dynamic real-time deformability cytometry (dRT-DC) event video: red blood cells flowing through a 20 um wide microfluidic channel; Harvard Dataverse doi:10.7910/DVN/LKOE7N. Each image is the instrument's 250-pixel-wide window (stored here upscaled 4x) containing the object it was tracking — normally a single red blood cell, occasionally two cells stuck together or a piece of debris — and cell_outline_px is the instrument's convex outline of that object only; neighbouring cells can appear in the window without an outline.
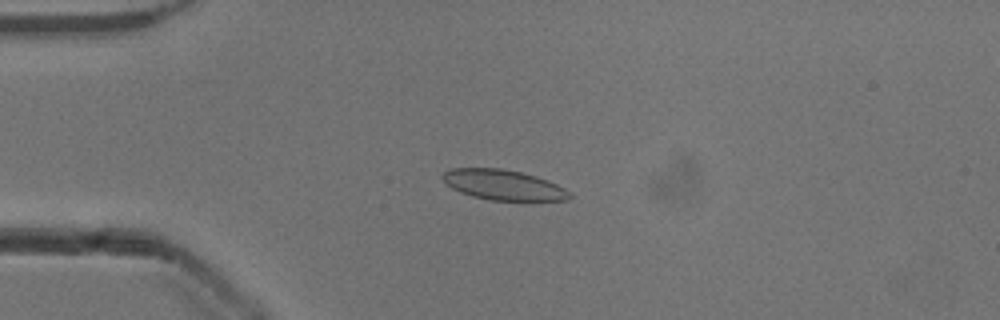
{"species": "common noctule bat (a hibernating species)", "species_latin": "Nyctalus noctula", "temperature_condition": "cold", "stored_images_in_passage": 41, "camera_frame_rate_fps": 3000, "um_per_image_px": 0.085, "animal": {"sex": "male", "body_mass_g": 13.3}, "frame": {"image": 1, "passage_image": 1, "time_ms": 0.0, "image_size_px": [1000, 320], "cell_outline_px": [[572, 196], [568, 200], [488, 200], [472, 196], [460, 192], [452, 188], [440, 176], [444, 172], [452, 168], [500, 168], [520, 172], [536, 176], [548, 180], [572, 192]], "centroid_in_image_um": [42.79, 15.72], "position_along_channel_um": 42.2, "area_um2": 22.31}}
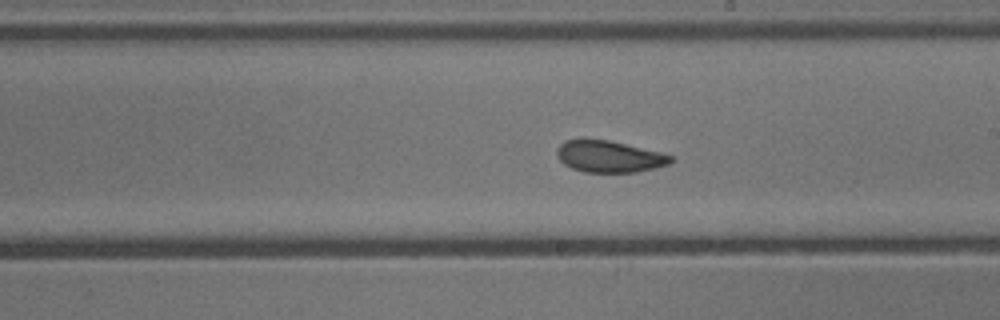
{"frame": {"image": 2, "passage_image": 18, "time_ms": 5.667, "image_size_px": [1000, 320], "cell_outline_px": [[672, 160], [668, 164], [656, 168], [636, 172], [584, 172], [572, 168], [564, 164], [560, 160], [556, 152], [556, 148], [564, 140], [608, 140], [660, 152], [672, 156]], "centroid_in_image_um": [51.77, 13.31], "position_along_channel_um": 237.2, "area_um2": 20.75}}
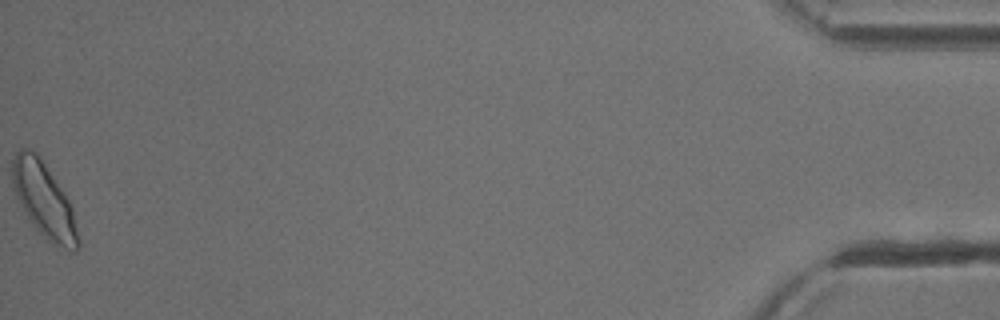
{"frame": {"image": 3, "passage_image": 41, "time_ms": 13.333, "image_size_px": [1000, 320], "cell_outline_px": [[80, 248], [76, 252], [68, 252], [56, 248], [32, 224], [16, 196], [12, 184], [12, 160], [16, 152], [20, 148], [28, 148], [36, 152], [40, 156], [68, 200], [72, 208], [80, 240]], "centroid_in_image_um": [3.76, 17.06], "position_along_channel_um": 431.4, "area_um2": 28.78}, "authors_computed_cell_mechanics": {"area_um2": 22.0796, "velocity_mm_per_s": 3.8851, "shape_relaxation_time_tau1_ms": 2.6376, "shape_relaxation_time_tau2_ms": 1.1443, "deformation_change_tau1": 0.0907, "deformation_change_tau2": 0.0427}}